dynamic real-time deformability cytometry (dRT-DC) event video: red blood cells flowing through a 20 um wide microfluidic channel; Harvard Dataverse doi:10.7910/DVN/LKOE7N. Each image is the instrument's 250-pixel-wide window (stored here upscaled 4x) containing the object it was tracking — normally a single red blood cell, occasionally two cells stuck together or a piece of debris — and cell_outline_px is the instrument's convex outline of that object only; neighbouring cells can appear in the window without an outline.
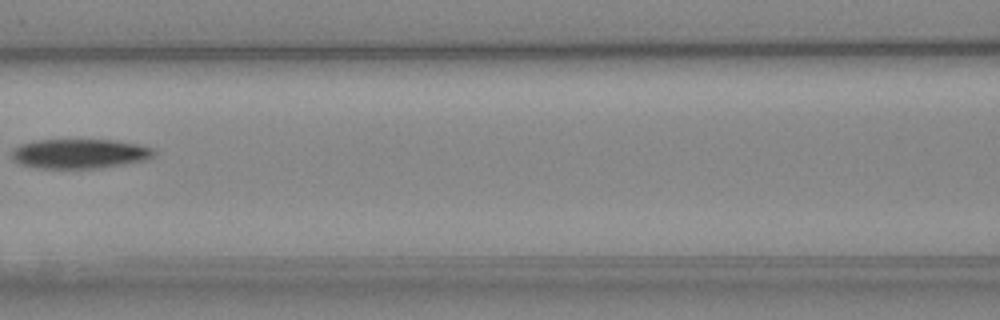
{"species": "Egyptian fruit bat (a non-hibernating species)", "species_latin": "Rousettus aegyptiacus", "temperature_condition": "cold", "stored_images_in_passage": 7, "camera_frame_rate_fps": 3000, "um_per_image_px": 0.085, "animal": {"sex": "female"}, "frame": {"image": 1, "passage_image": 6, "time_ms": 6.0, "image_size_px": [1000, 320], "cell_outline_px": [[156, 152], [148, 160], [104, 168], [36, 168], [20, 164], [12, 160], [12, 148], [20, 144], [36, 140], [116, 140], [136, 144], [152, 148]], "centroid_in_image_um": [6.76, 13.07], "position_along_channel_um": 159.8, "area_um2": 24.74}}
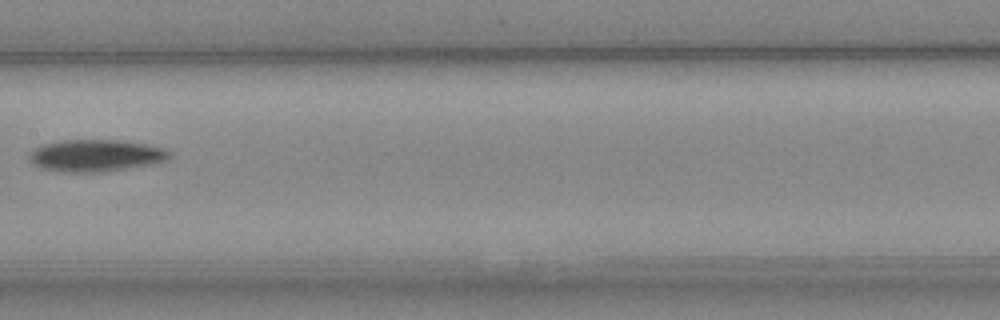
{"frame": {"image": 2, "passage_image": 7, "time_ms": 7.0, "image_size_px": [1000, 320], "cell_outline_px": [[172, 156], [168, 160], [152, 164], [104, 172], [64, 172], [40, 168], [32, 164], [28, 156], [40, 144], [64, 140], [120, 140], [144, 144], [164, 148], [172, 152]], "centroid_in_image_um": [8.15, 13.22], "position_along_channel_um": 199.2, "area_um2": 26.3}}